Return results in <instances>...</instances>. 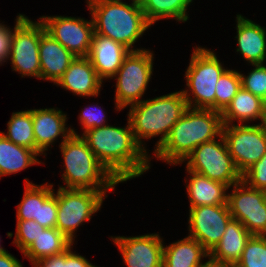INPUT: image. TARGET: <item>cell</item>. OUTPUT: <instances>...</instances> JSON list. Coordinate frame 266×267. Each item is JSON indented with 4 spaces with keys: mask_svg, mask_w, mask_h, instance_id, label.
Returning <instances> with one entry per match:
<instances>
[{
    "mask_svg": "<svg viewBox=\"0 0 266 267\" xmlns=\"http://www.w3.org/2000/svg\"><path fill=\"white\" fill-rule=\"evenodd\" d=\"M57 196L54 192L40 204L39 221H36L44 228H54L57 221Z\"/></svg>",
    "mask_w": 266,
    "mask_h": 267,
    "instance_id": "obj_36",
    "label": "cell"
},
{
    "mask_svg": "<svg viewBox=\"0 0 266 267\" xmlns=\"http://www.w3.org/2000/svg\"><path fill=\"white\" fill-rule=\"evenodd\" d=\"M263 104L264 101L260 97L241 87L221 113L223 124L235 125V121H238V125L250 124L257 120L260 122Z\"/></svg>",
    "mask_w": 266,
    "mask_h": 267,
    "instance_id": "obj_24",
    "label": "cell"
},
{
    "mask_svg": "<svg viewBox=\"0 0 266 267\" xmlns=\"http://www.w3.org/2000/svg\"><path fill=\"white\" fill-rule=\"evenodd\" d=\"M127 118L136 142L147 152L142 139L159 137L155 151L169 136L173 125L188 108L182 89L129 106Z\"/></svg>",
    "mask_w": 266,
    "mask_h": 267,
    "instance_id": "obj_3",
    "label": "cell"
},
{
    "mask_svg": "<svg viewBox=\"0 0 266 267\" xmlns=\"http://www.w3.org/2000/svg\"><path fill=\"white\" fill-rule=\"evenodd\" d=\"M188 178H185L187 195L190 207L203 205H228L227 185L211 180L193 171L186 170ZM190 175V176H189Z\"/></svg>",
    "mask_w": 266,
    "mask_h": 267,
    "instance_id": "obj_22",
    "label": "cell"
},
{
    "mask_svg": "<svg viewBox=\"0 0 266 267\" xmlns=\"http://www.w3.org/2000/svg\"><path fill=\"white\" fill-rule=\"evenodd\" d=\"M214 51L194 46L185 72L187 89L182 90L190 108L215 110L216 84L226 69Z\"/></svg>",
    "mask_w": 266,
    "mask_h": 267,
    "instance_id": "obj_6",
    "label": "cell"
},
{
    "mask_svg": "<svg viewBox=\"0 0 266 267\" xmlns=\"http://www.w3.org/2000/svg\"><path fill=\"white\" fill-rule=\"evenodd\" d=\"M63 156L62 188L115 191L119 182L98 161L80 135L71 134L58 145Z\"/></svg>",
    "mask_w": 266,
    "mask_h": 267,
    "instance_id": "obj_5",
    "label": "cell"
},
{
    "mask_svg": "<svg viewBox=\"0 0 266 267\" xmlns=\"http://www.w3.org/2000/svg\"><path fill=\"white\" fill-rule=\"evenodd\" d=\"M33 131L36 141V153L44 157L48 148H52L58 137L62 144L71 134L79 135L74 128H68V117L58 108L32 109Z\"/></svg>",
    "mask_w": 266,
    "mask_h": 267,
    "instance_id": "obj_16",
    "label": "cell"
},
{
    "mask_svg": "<svg viewBox=\"0 0 266 267\" xmlns=\"http://www.w3.org/2000/svg\"><path fill=\"white\" fill-rule=\"evenodd\" d=\"M237 263L242 267H266V236L252 235Z\"/></svg>",
    "mask_w": 266,
    "mask_h": 267,
    "instance_id": "obj_31",
    "label": "cell"
},
{
    "mask_svg": "<svg viewBox=\"0 0 266 267\" xmlns=\"http://www.w3.org/2000/svg\"><path fill=\"white\" fill-rule=\"evenodd\" d=\"M32 267H64V253L42 258L34 263Z\"/></svg>",
    "mask_w": 266,
    "mask_h": 267,
    "instance_id": "obj_39",
    "label": "cell"
},
{
    "mask_svg": "<svg viewBox=\"0 0 266 267\" xmlns=\"http://www.w3.org/2000/svg\"><path fill=\"white\" fill-rule=\"evenodd\" d=\"M184 162L186 163L185 170L221 182L229 188L242 180V174L237 170L229 154L223 135L200 144L181 164Z\"/></svg>",
    "mask_w": 266,
    "mask_h": 267,
    "instance_id": "obj_9",
    "label": "cell"
},
{
    "mask_svg": "<svg viewBox=\"0 0 266 267\" xmlns=\"http://www.w3.org/2000/svg\"><path fill=\"white\" fill-rule=\"evenodd\" d=\"M74 243L62 234L56 227L45 228L34 242L23 253V257L29 259L31 265L42 258L64 253Z\"/></svg>",
    "mask_w": 266,
    "mask_h": 267,
    "instance_id": "obj_26",
    "label": "cell"
},
{
    "mask_svg": "<svg viewBox=\"0 0 266 267\" xmlns=\"http://www.w3.org/2000/svg\"><path fill=\"white\" fill-rule=\"evenodd\" d=\"M110 237L127 267H162L164 242L158 232Z\"/></svg>",
    "mask_w": 266,
    "mask_h": 267,
    "instance_id": "obj_15",
    "label": "cell"
},
{
    "mask_svg": "<svg viewBox=\"0 0 266 267\" xmlns=\"http://www.w3.org/2000/svg\"><path fill=\"white\" fill-rule=\"evenodd\" d=\"M40 38L41 20L33 21L19 13L15 19L9 61L12 71L23 78L27 76L41 80Z\"/></svg>",
    "mask_w": 266,
    "mask_h": 267,
    "instance_id": "obj_10",
    "label": "cell"
},
{
    "mask_svg": "<svg viewBox=\"0 0 266 267\" xmlns=\"http://www.w3.org/2000/svg\"><path fill=\"white\" fill-rule=\"evenodd\" d=\"M25 180L24 196L17 205V220H35L39 221L40 204H42L53 192V183L37 185ZM53 188V189H52Z\"/></svg>",
    "mask_w": 266,
    "mask_h": 267,
    "instance_id": "obj_28",
    "label": "cell"
},
{
    "mask_svg": "<svg viewBox=\"0 0 266 267\" xmlns=\"http://www.w3.org/2000/svg\"><path fill=\"white\" fill-rule=\"evenodd\" d=\"M203 258H209V253L196 239L187 236L163 246L162 267H203L208 262Z\"/></svg>",
    "mask_w": 266,
    "mask_h": 267,
    "instance_id": "obj_23",
    "label": "cell"
},
{
    "mask_svg": "<svg viewBox=\"0 0 266 267\" xmlns=\"http://www.w3.org/2000/svg\"><path fill=\"white\" fill-rule=\"evenodd\" d=\"M107 191L88 189H67L59 187L57 196L56 228L70 241L75 242L78 227L91 221L92 216L101 210Z\"/></svg>",
    "mask_w": 266,
    "mask_h": 267,
    "instance_id": "obj_8",
    "label": "cell"
},
{
    "mask_svg": "<svg viewBox=\"0 0 266 267\" xmlns=\"http://www.w3.org/2000/svg\"><path fill=\"white\" fill-rule=\"evenodd\" d=\"M102 83L91 61L87 57H76L55 85L71 91L73 95L89 98L100 95Z\"/></svg>",
    "mask_w": 266,
    "mask_h": 267,
    "instance_id": "obj_17",
    "label": "cell"
},
{
    "mask_svg": "<svg viewBox=\"0 0 266 267\" xmlns=\"http://www.w3.org/2000/svg\"><path fill=\"white\" fill-rule=\"evenodd\" d=\"M1 133L11 142L36 152L32 109L13 112L7 122V133Z\"/></svg>",
    "mask_w": 266,
    "mask_h": 267,
    "instance_id": "obj_29",
    "label": "cell"
},
{
    "mask_svg": "<svg viewBox=\"0 0 266 267\" xmlns=\"http://www.w3.org/2000/svg\"><path fill=\"white\" fill-rule=\"evenodd\" d=\"M131 4H135V5H138V6H141L145 3L146 0H130Z\"/></svg>",
    "mask_w": 266,
    "mask_h": 267,
    "instance_id": "obj_42",
    "label": "cell"
},
{
    "mask_svg": "<svg viewBox=\"0 0 266 267\" xmlns=\"http://www.w3.org/2000/svg\"><path fill=\"white\" fill-rule=\"evenodd\" d=\"M34 150L8 140L0 131V178L25 170L29 166L45 164Z\"/></svg>",
    "mask_w": 266,
    "mask_h": 267,
    "instance_id": "obj_25",
    "label": "cell"
},
{
    "mask_svg": "<svg viewBox=\"0 0 266 267\" xmlns=\"http://www.w3.org/2000/svg\"><path fill=\"white\" fill-rule=\"evenodd\" d=\"M236 52L248 62V65L266 63V28L247 19L241 14L236 15Z\"/></svg>",
    "mask_w": 266,
    "mask_h": 267,
    "instance_id": "obj_19",
    "label": "cell"
},
{
    "mask_svg": "<svg viewBox=\"0 0 266 267\" xmlns=\"http://www.w3.org/2000/svg\"><path fill=\"white\" fill-rule=\"evenodd\" d=\"M222 135L241 174L259 161L266 152V134L258 124H224Z\"/></svg>",
    "mask_w": 266,
    "mask_h": 267,
    "instance_id": "obj_12",
    "label": "cell"
},
{
    "mask_svg": "<svg viewBox=\"0 0 266 267\" xmlns=\"http://www.w3.org/2000/svg\"><path fill=\"white\" fill-rule=\"evenodd\" d=\"M223 125L221 112L188 107L153 156L172 166L181 164L200 144L220 137Z\"/></svg>",
    "mask_w": 266,
    "mask_h": 267,
    "instance_id": "obj_2",
    "label": "cell"
},
{
    "mask_svg": "<svg viewBox=\"0 0 266 267\" xmlns=\"http://www.w3.org/2000/svg\"><path fill=\"white\" fill-rule=\"evenodd\" d=\"M41 80L56 83L76 58L50 34L45 31L41 21V38L39 43Z\"/></svg>",
    "mask_w": 266,
    "mask_h": 267,
    "instance_id": "obj_20",
    "label": "cell"
},
{
    "mask_svg": "<svg viewBox=\"0 0 266 267\" xmlns=\"http://www.w3.org/2000/svg\"><path fill=\"white\" fill-rule=\"evenodd\" d=\"M239 71L228 69L219 77L215 89V111L223 112L241 88Z\"/></svg>",
    "mask_w": 266,
    "mask_h": 267,
    "instance_id": "obj_30",
    "label": "cell"
},
{
    "mask_svg": "<svg viewBox=\"0 0 266 267\" xmlns=\"http://www.w3.org/2000/svg\"><path fill=\"white\" fill-rule=\"evenodd\" d=\"M188 218V236L210 253L222 239L232 216L228 205H203L189 207Z\"/></svg>",
    "mask_w": 266,
    "mask_h": 267,
    "instance_id": "obj_14",
    "label": "cell"
},
{
    "mask_svg": "<svg viewBox=\"0 0 266 267\" xmlns=\"http://www.w3.org/2000/svg\"><path fill=\"white\" fill-rule=\"evenodd\" d=\"M7 252L5 248L2 247L1 245V237H0V253Z\"/></svg>",
    "mask_w": 266,
    "mask_h": 267,
    "instance_id": "obj_45",
    "label": "cell"
},
{
    "mask_svg": "<svg viewBox=\"0 0 266 267\" xmlns=\"http://www.w3.org/2000/svg\"><path fill=\"white\" fill-rule=\"evenodd\" d=\"M154 52L149 49L131 51L123 60L118 72L112 77L116 80L115 109L140 103L153 75Z\"/></svg>",
    "mask_w": 266,
    "mask_h": 267,
    "instance_id": "obj_7",
    "label": "cell"
},
{
    "mask_svg": "<svg viewBox=\"0 0 266 267\" xmlns=\"http://www.w3.org/2000/svg\"><path fill=\"white\" fill-rule=\"evenodd\" d=\"M45 31L75 57H87L92 44L94 24L90 20L72 16H41Z\"/></svg>",
    "mask_w": 266,
    "mask_h": 267,
    "instance_id": "obj_13",
    "label": "cell"
},
{
    "mask_svg": "<svg viewBox=\"0 0 266 267\" xmlns=\"http://www.w3.org/2000/svg\"><path fill=\"white\" fill-rule=\"evenodd\" d=\"M251 236L252 234L241 222L232 218L226 226L222 239L209 253L208 261L221 266L237 263Z\"/></svg>",
    "mask_w": 266,
    "mask_h": 267,
    "instance_id": "obj_21",
    "label": "cell"
},
{
    "mask_svg": "<svg viewBox=\"0 0 266 267\" xmlns=\"http://www.w3.org/2000/svg\"><path fill=\"white\" fill-rule=\"evenodd\" d=\"M203 267H222V266L208 261Z\"/></svg>",
    "mask_w": 266,
    "mask_h": 267,
    "instance_id": "obj_43",
    "label": "cell"
},
{
    "mask_svg": "<svg viewBox=\"0 0 266 267\" xmlns=\"http://www.w3.org/2000/svg\"><path fill=\"white\" fill-rule=\"evenodd\" d=\"M252 67L254 68L247 73V76L239 72L241 86L253 95L260 97L263 101H266V65L254 64Z\"/></svg>",
    "mask_w": 266,
    "mask_h": 267,
    "instance_id": "obj_32",
    "label": "cell"
},
{
    "mask_svg": "<svg viewBox=\"0 0 266 267\" xmlns=\"http://www.w3.org/2000/svg\"><path fill=\"white\" fill-rule=\"evenodd\" d=\"M258 125L262 128L263 132L266 134V101H264L262 116Z\"/></svg>",
    "mask_w": 266,
    "mask_h": 267,
    "instance_id": "obj_41",
    "label": "cell"
},
{
    "mask_svg": "<svg viewBox=\"0 0 266 267\" xmlns=\"http://www.w3.org/2000/svg\"><path fill=\"white\" fill-rule=\"evenodd\" d=\"M231 187L227 204L232 218L252 235L266 236V191L252 188L243 180Z\"/></svg>",
    "mask_w": 266,
    "mask_h": 267,
    "instance_id": "obj_11",
    "label": "cell"
},
{
    "mask_svg": "<svg viewBox=\"0 0 266 267\" xmlns=\"http://www.w3.org/2000/svg\"><path fill=\"white\" fill-rule=\"evenodd\" d=\"M43 229L45 228L35 220H17L16 233L12 243L23 254Z\"/></svg>",
    "mask_w": 266,
    "mask_h": 267,
    "instance_id": "obj_33",
    "label": "cell"
},
{
    "mask_svg": "<svg viewBox=\"0 0 266 267\" xmlns=\"http://www.w3.org/2000/svg\"><path fill=\"white\" fill-rule=\"evenodd\" d=\"M73 247L74 245L64 252V267H98L90 263L86 257L73 252Z\"/></svg>",
    "mask_w": 266,
    "mask_h": 267,
    "instance_id": "obj_38",
    "label": "cell"
},
{
    "mask_svg": "<svg viewBox=\"0 0 266 267\" xmlns=\"http://www.w3.org/2000/svg\"><path fill=\"white\" fill-rule=\"evenodd\" d=\"M242 180L252 188L266 191V152L242 174Z\"/></svg>",
    "mask_w": 266,
    "mask_h": 267,
    "instance_id": "obj_35",
    "label": "cell"
},
{
    "mask_svg": "<svg viewBox=\"0 0 266 267\" xmlns=\"http://www.w3.org/2000/svg\"><path fill=\"white\" fill-rule=\"evenodd\" d=\"M222 267H242V266L239 265L238 263H230V264L222 265Z\"/></svg>",
    "mask_w": 266,
    "mask_h": 267,
    "instance_id": "obj_44",
    "label": "cell"
},
{
    "mask_svg": "<svg viewBox=\"0 0 266 267\" xmlns=\"http://www.w3.org/2000/svg\"><path fill=\"white\" fill-rule=\"evenodd\" d=\"M131 51L111 38L93 33L92 44L87 58L91 61L98 76L104 80H112L118 72L124 58Z\"/></svg>",
    "mask_w": 266,
    "mask_h": 267,
    "instance_id": "obj_18",
    "label": "cell"
},
{
    "mask_svg": "<svg viewBox=\"0 0 266 267\" xmlns=\"http://www.w3.org/2000/svg\"><path fill=\"white\" fill-rule=\"evenodd\" d=\"M191 3L193 0H146L141 8L151 25L168 18L185 23L190 18L187 10Z\"/></svg>",
    "mask_w": 266,
    "mask_h": 267,
    "instance_id": "obj_27",
    "label": "cell"
},
{
    "mask_svg": "<svg viewBox=\"0 0 266 267\" xmlns=\"http://www.w3.org/2000/svg\"><path fill=\"white\" fill-rule=\"evenodd\" d=\"M101 106L89 105L83 108L78 116L79 123L82 126L83 133L89 129L99 128L106 125H109L107 122V116H105L104 110L100 108Z\"/></svg>",
    "mask_w": 266,
    "mask_h": 267,
    "instance_id": "obj_34",
    "label": "cell"
},
{
    "mask_svg": "<svg viewBox=\"0 0 266 267\" xmlns=\"http://www.w3.org/2000/svg\"><path fill=\"white\" fill-rule=\"evenodd\" d=\"M0 267H23V264L7 251L0 253Z\"/></svg>",
    "mask_w": 266,
    "mask_h": 267,
    "instance_id": "obj_40",
    "label": "cell"
},
{
    "mask_svg": "<svg viewBox=\"0 0 266 267\" xmlns=\"http://www.w3.org/2000/svg\"><path fill=\"white\" fill-rule=\"evenodd\" d=\"M13 29L0 21V66L10 59Z\"/></svg>",
    "mask_w": 266,
    "mask_h": 267,
    "instance_id": "obj_37",
    "label": "cell"
},
{
    "mask_svg": "<svg viewBox=\"0 0 266 267\" xmlns=\"http://www.w3.org/2000/svg\"><path fill=\"white\" fill-rule=\"evenodd\" d=\"M94 24V32L113 39L130 51L134 44L151 27L141 6L123 0H86Z\"/></svg>",
    "mask_w": 266,
    "mask_h": 267,
    "instance_id": "obj_4",
    "label": "cell"
},
{
    "mask_svg": "<svg viewBox=\"0 0 266 267\" xmlns=\"http://www.w3.org/2000/svg\"><path fill=\"white\" fill-rule=\"evenodd\" d=\"M81 137L119 183L140 177L151 167L153 156L136 142L128 118L125 127L106 125L89 129Z\"/></svg>",
    "mask_w": 266,
    "mask_h": 267,
    "instance_id": "obj_1",
    "label": "cell"
}]
</instances>
